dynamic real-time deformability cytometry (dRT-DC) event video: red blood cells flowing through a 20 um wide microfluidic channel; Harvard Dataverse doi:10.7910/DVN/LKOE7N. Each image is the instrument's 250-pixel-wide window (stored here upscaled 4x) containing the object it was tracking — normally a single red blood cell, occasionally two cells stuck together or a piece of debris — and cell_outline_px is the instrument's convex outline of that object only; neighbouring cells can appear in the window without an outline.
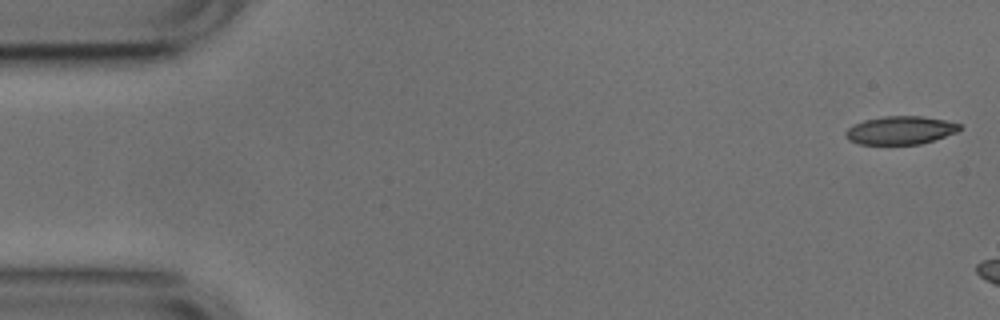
{"species": "common noctule bat (a hibernating species)", "species_latin": "Nyctalus noctula", "temperature_condition": "cold", "stored_images_in_passage": 14, "camera_frame_rate_fps": 3000, "um_per_image_px": 0.085, "animal": {"sex": "male", "body_mass_g": 17.9, "forearm_length_mm": 54.2}, "frame": {"image": 1, "passage_image": 1, "time_ms": 0.0, "image_size_px": [1000, 320], "cell_outline_px": [[960, 128], [956, 132], [920, 144], [860, 144], [848, 140], [844, 136], [844, 132], [852, 124], [864, 120], [884, 116], [920, 116], [944, 120], [960, 124]], "centroid_in_image_um": [76.46, 11.07], "position_along_channel_um": 8.5, "area_um2": 18.61}}
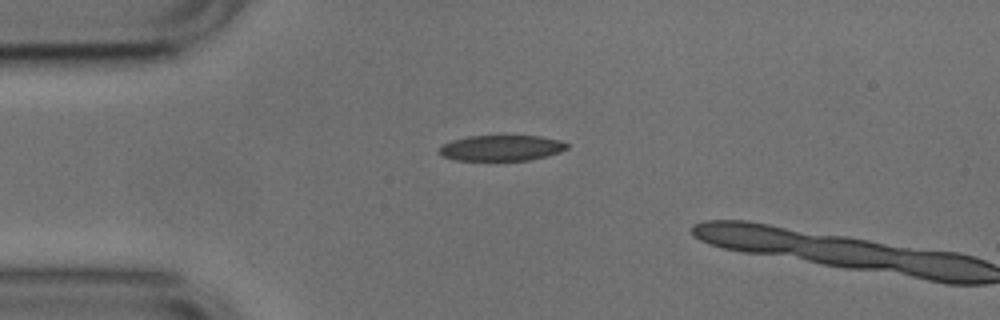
{"frame": {"image": 2, "passage_image": 12, "time_ms": 3.667, "image_size_px": [1000, 320], "cell_outline_px": [[568, 148], [560, 152], [528, 160], [456, 160], [444, 156], [440, 152], [440, 148], [444, 144], [452, 140], [468, 136], [540, 136], [560, 140], [568, 144]], "centroid_in_image_um": [42.65, 12.57], "position_along_channel_um": 42.4, "area_um2": 18.84}}